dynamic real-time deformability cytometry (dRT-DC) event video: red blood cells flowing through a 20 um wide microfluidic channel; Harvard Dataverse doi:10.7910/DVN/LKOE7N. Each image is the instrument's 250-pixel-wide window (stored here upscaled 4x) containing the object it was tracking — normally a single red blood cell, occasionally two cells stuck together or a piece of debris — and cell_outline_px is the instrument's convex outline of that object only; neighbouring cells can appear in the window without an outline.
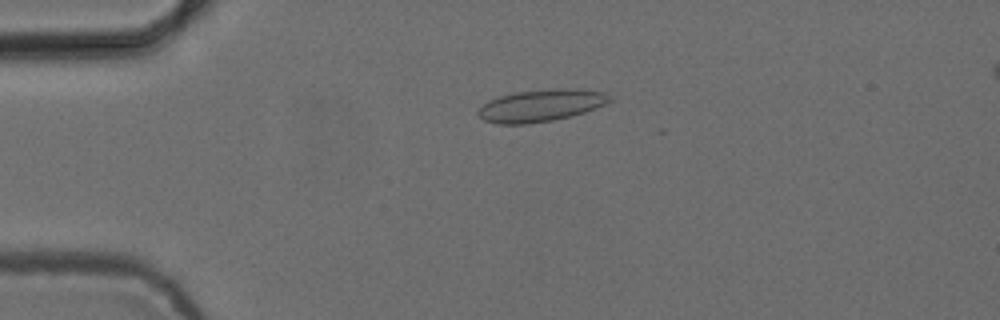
{"species": "common noctule bat (a hibernating species)", "species_latin": "Nyctalus noctula", "temperature_condition": "cold", "stored_images_in_passage": 48, "camera_frame_rate_fps": 3000, "um_per_image_px": 0.085, "animal": {"sex": "female", "body_mass_g": 24.6, "forearm_length_mm": 56.2}, "frame": {"image": 1, "passage_image": 13, "time_ms": 4.0, "image_size_px": [1000, 320], "cell_outline_px": [[612, 100], [604, 104], [584, 112], [572, 116], [552, 120], [528, 124], [496, 124], [484, 120], [476, 112], [488, 100], [500, 96], [516, 92], [564, 88], [608, 92]], "centroid_in_image_um": [45.97, 8.97], "position_along_channel_um": 39.0, "area_um2": 24.39}}
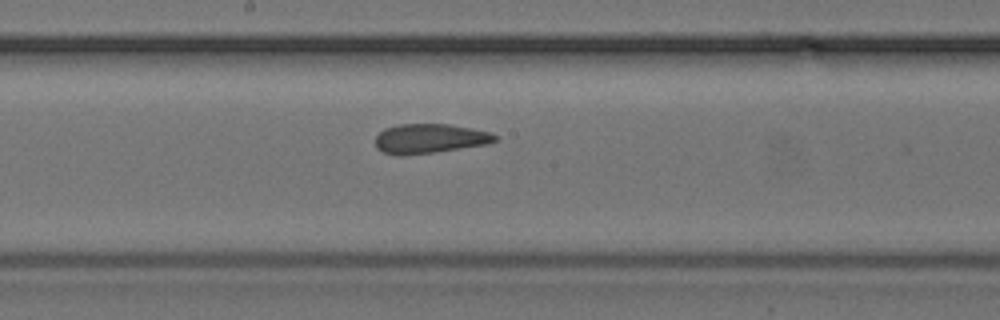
{"frame": {"image": 2, "passage_image": 29, "time_ms": 9.333, "image_size_px": [1000, 320], "cell_outline_px": [[500, 140], [488, 144], [404, 156], [396, 156], [384, 152], [376, 148], [376, 136], [384, 128], [396, 124], [448, 124], [472, 128], [488, 132], [500, 136]], "centroid_in_image_um": [36.53, 11.78], "position_along_channel_um": 211.7, "area_um2": 20.75}}
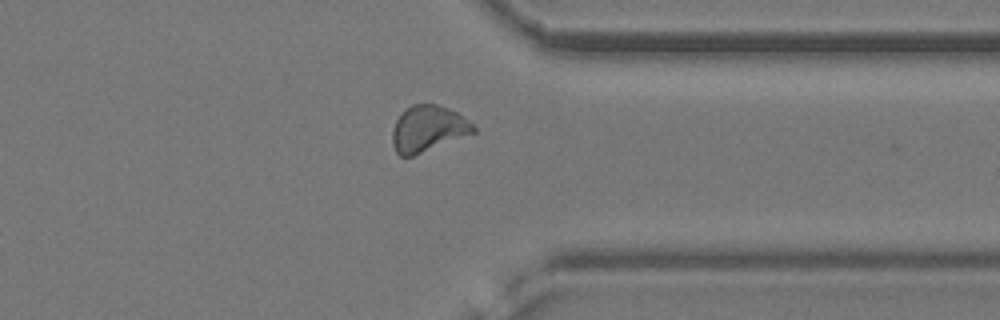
{"frame": {"image": 3, "passage_image": 42, "time_ms": 13.667, "image_size_px": [1000, 320], "cell_outline_px": [[476, 132], [412, 156], [400, 156], [396, 152], [392, 144], [392, 132], [396, 120], [412, 104], [436, 104], [448, 108], [456, 112], [468, 120], [476, 128]], "centroid_in_image_um": [36.38, 10.94], "position_along_channel_um": 375.0, "area_um2": 21.44}, "authors_computed_cell_mechanics": {"area_um2": 21.5305, "velocity_mm_per_s": 3.8542, "shape_relaxation_time_tau1_ms": null, "shape_relaxation_time_tau2_ms": 1.172, "deformation_change_tau1": null, "deformation_change_tau2": 0.0587}}